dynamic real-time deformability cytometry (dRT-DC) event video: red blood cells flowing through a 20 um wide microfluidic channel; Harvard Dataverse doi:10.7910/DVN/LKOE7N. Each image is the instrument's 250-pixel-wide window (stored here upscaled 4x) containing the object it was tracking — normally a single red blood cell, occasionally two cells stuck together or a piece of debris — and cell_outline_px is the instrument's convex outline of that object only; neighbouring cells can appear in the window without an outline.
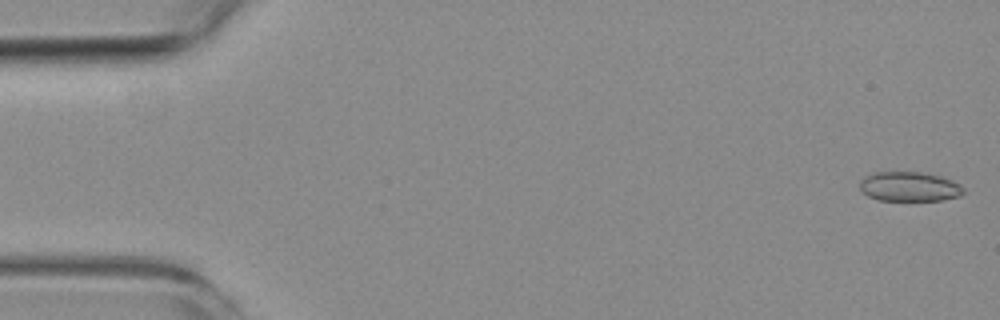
{"species": "common noctule bat (a hibernating species)", "species_latin": "Nyctalus noctula", "temperature_condition": "room temperature", "stored_images_in_passage": 4, "camera_frame_rate_fps": 3000, "um_per_image_px": 0.085, "animal": {"sex": "female", "body_mass_g": 19.3, "forearm_length_mm": 54.1}, "frame": {"image": 1, "passage_image": 1, "time_ms": 0.0, "image_size_px": [1000, 320], "cell_outline_px": [[964, 192], [960, 196], [944, 200], [880, 200], [868, 196], [860, 188], [860, 180], [864, 176], [872, 172], [924, 172], [940, 176], [952, 180], [960, 184], [964, 188]], "centroid_in_image_um": [77.31, 15.85], "position_along_channel_um": 7.7, "area_um2": 17.98}}
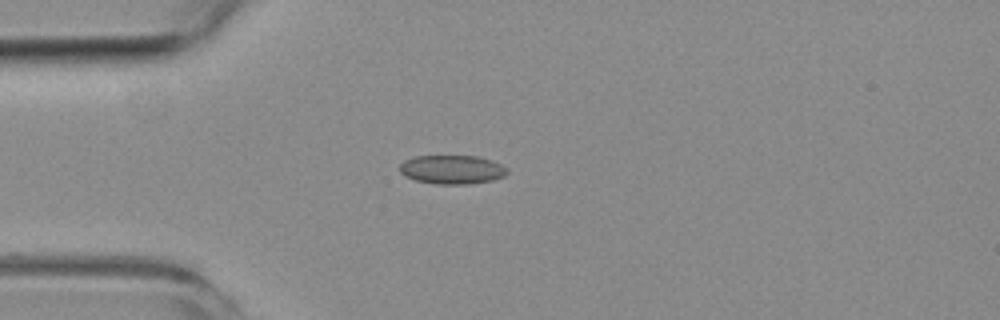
{"frame": {"image": 2, "passage_image": 4, "time_ms": 4.333, "image_size_px": [1000, 320], "cell_outline_px": [[508, 172], [504, 176], [492, 180], [468, 184], [436, 184], [416, 180], [404, 176], [400, 172], [400, 164], [404, 160], [416, 156], [476, 156], [492, 160], [508, 168]], "centroid_in_image_um": [38.42, 14.41], "position_along_channel_um": 46.6, "area_um2": 18.09}}